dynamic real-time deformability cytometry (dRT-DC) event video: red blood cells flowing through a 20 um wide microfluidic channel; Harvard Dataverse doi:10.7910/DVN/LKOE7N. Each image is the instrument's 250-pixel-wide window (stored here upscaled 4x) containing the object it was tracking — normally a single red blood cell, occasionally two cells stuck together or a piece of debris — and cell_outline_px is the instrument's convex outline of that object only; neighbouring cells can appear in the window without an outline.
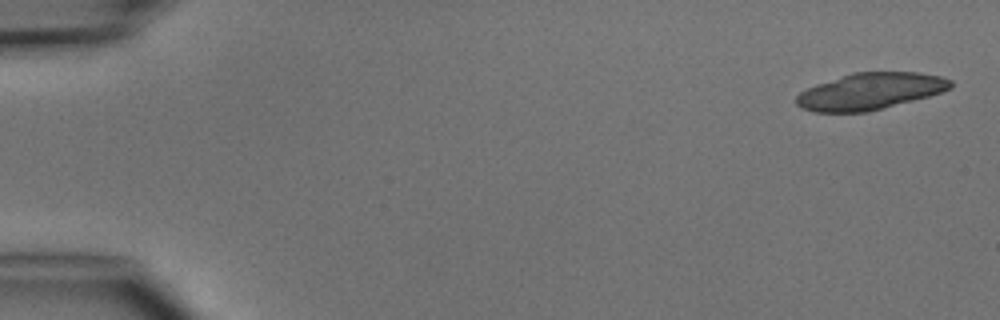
{"species": "common noctule bat (a hibernating species)", "species_latin": "Nyctalus noctula", "temperature_condition": "cold", "stored_images_in_passage": 5, "camera_frame_rate_fps": 3000, "um_per_image_px": 0.085, "animal": {"sex": "male", "body_mass_g": 15.6}, "frame": {"image": 1, "passage_image": 1, "time_ms": 0.0, "image_size_px": [1000, 320], "cell_outline_px": [[952, 88], [928, 96], [868, 112], [812, 112], [800, 108], [796, 104], [796, 96], [800, 92], [816, 84], [852, 72], [920, 72], [940, 76], [952, 80]], "centroid_in_image_um": [73.94, 7.76], "position_along_channel_um": 11.1, "area_um2": 32.95}}